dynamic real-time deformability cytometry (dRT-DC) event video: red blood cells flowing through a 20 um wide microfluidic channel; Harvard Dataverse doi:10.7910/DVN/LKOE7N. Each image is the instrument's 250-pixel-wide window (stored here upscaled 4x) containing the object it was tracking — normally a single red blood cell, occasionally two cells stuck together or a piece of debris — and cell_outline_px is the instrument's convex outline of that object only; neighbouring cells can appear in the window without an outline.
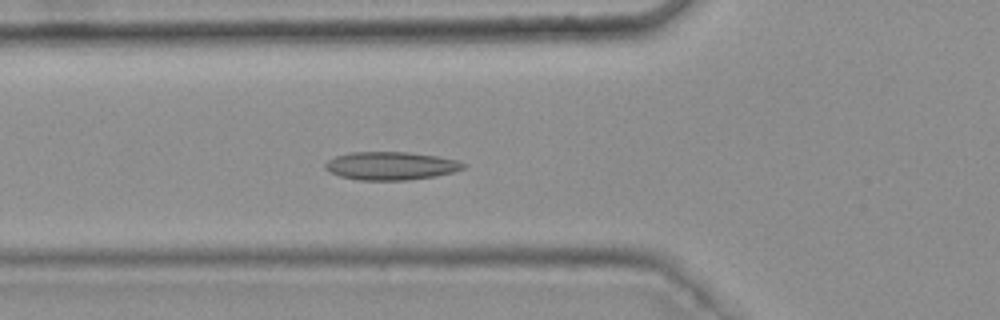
{"species": "common noctule bat (a hibernating species)", "species_latin": "Nyctalus noctula", "temperature_condition": "warm", "stored_images_in_passage": 45, "camera_frame_rate_fps": 3000, "um_per_image_px": 0.085, "animal": {"sex": "female", "body_mass_g": 25.1}, "frame": {"image": 1, "passage_image": 18, "time_ms": 5.667, "image_size_px": [1000, 320], "cell_outline_px": [[468, 164], [464, 168], [452, 172], [436, 176], [408, 180], [356, 180], [340, 176], [324, 168], [324, 164], [328, 160], [336, 156], [352, 152], [408, 152], [436, 156], [456, 160]], "centroid_in_image_um": [33.22, 14.1], "position_along_channel_um": 92.6, "area_um2": 22.6}}
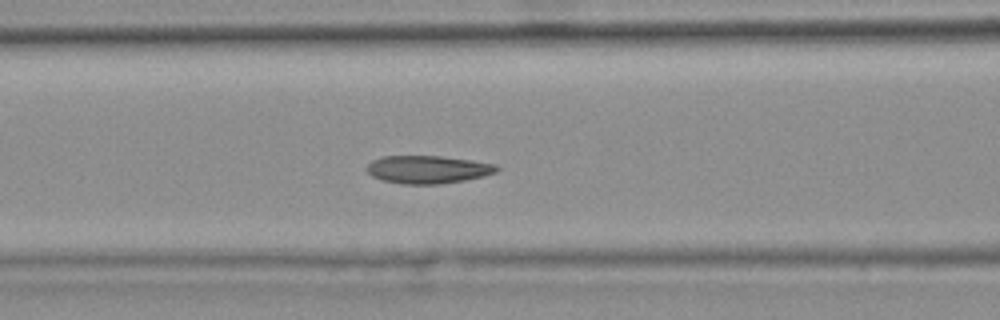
{"frame": {"image": 2, "passage_image": 21, "time_ms": 6.667, "image_size_px": [1000, 320], "cell_outline_px": [[500, 168], [496, 172], [484, 176], [464, 180], [440, 184], [400, 184], [380, 180], [372, 176], [368, 172], [368, 164], [372, 160], [384, 156], [440, 156], [472, 160], [496, 164]], "centroid_in_image_um": [36.37, 14.41], "position_along_channel_um": 130.2, "area_um2": 21.15}}
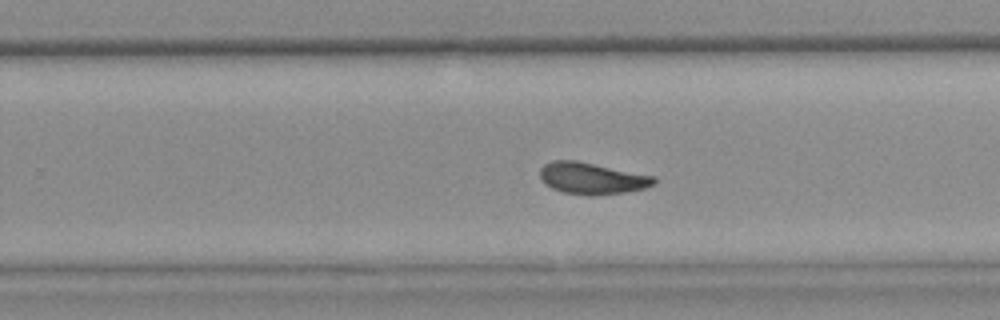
{"frame": {"image": 3, "passage_image": 33, "time_ms": 10.667, "image_size_px": [1000, 320], "cell_outline_px": [[656, 184], [644, 188], [624, 192], [592, 196], [588, 196], [564, 192], [552, 188], [544, 184], [540, 176], [540, 168], [544, 164], [552, 160], [576, 160], [656, 176]], "centroid_in_image_um": [50.31, 15.15], "position_along_channel_um": 279.5, "area_um2": 21.15}, "authors_computed_cell_mechanics": {"area_um2": 21.1548, "velocity_mm_per_s": 3.7404, "shape_relaxation_time_tau1_ms": null, "shape_relaxation_time_tau2_ms": 3.0352, "deformation_change_tau1": null, "deformation_change_tau2": 0.0711}}